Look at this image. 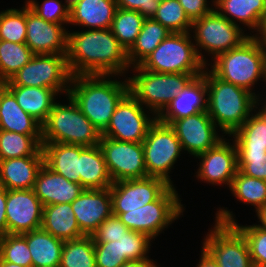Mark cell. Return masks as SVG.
I'll list each match as a JSON object with an SVG mask.
<instances>
[{
  "label": "cell",
  "instance_id": "cell-39",
  "mask_svg": "<svg viewBox=\"0 0 266 267\" xmlns=\"http://www.w3.org/2000/svg\"><path fill=\"white\" fill-rule=\"evenodd\" d=\"M33 55L25 43L0 40V84L7 82Z\"/></svg>",
  "mask_w": 266,
  "mask_h": 267
},
{
  "label": "cell",
  "instance_id": "cell-13",
  "mask_svg": "<svg viewBox=\"0 0 266 267\" xmlns=\"http://www.w3.org/2000/svg\"><path fill=\"white\" fill-rule=\"evenodd\" d=\"M204 238L203 248L219 267H253L247 241L233 224L215 221L214 228Z\"/></svg>",
  "mask_w": 266,
  "mask_h": 267
},
{
  "label": "cell",
  "instance_id": "cell-53",
  "mask_svg": "<svg viewBox=\"0 0 266 267\" xmlns=\"http://www.w3.org/2000/svg\"><path fill=\"white\" fill-rule=\"evenodd\" d=\"M153 260H128L120 267H147Z\"/></svg>",
  "mask_w": 266,
  "mask_h": 267
},
{
  "label": "cell",
  "instance_id": "cell-47",
  "mask_svg": "<svg viewBox=\"0 0 266 267\" xmlns=\"http://www.w3.org/2000/svg\"><path fill=\"white\" fill-rule=\"evenodd\" d=\"M129 229L115 215L108 217L92 234L94 243L116 241Z\"/></svg>",
  "mask_w": 266,
  "mask_h": 267
},
{
  "label": "cell",
  "instance_id": "cell-3",
  "mask_svg": "<svg viewBox=\"0 0 266 267\" xmlns=\"http://www.w3.org/2000/svg\"><path fill=\"white\" fill-rule=\"evenodd\" d=\"M205 69L208 115L223 134L230 136L244 124L262 100L254 91L223 81L207 67Z\"/></svg>",
  "mask_w": 266,
  "mask_h": 267
},
{
  "label": "cell",
  "instance_id": "cell-31",
  "mask_svg": "<svg viewBox=\"0 0 266 267\" xmlns=\"http://www.w3.org/2000/svg\"><path fill=\"white\" fill-rule=\"evenodd\" d=\"M33 267L60 266L64 241L42 228L25 233Z\"/></svg>",
  "mask_w": 266,
  "mask_h": 267
},
{
  "label": "cell",
  "instance_id": "cell-23",
  "mask_svg": "<svg viewBox=\"0 0 266 267\" xmlns=\"http://www.w3.org/2000/svg\"><path fill=\"white\" fill-rule=\"evenodd\" d=\"M44 156L0 160V185L7 190L33 189Z\"/></svg>",
  "mask_w": 266,
  "mask_h": 267
},
{
  "label": "cell",
  "instance_id": "cell-54",
  "mask_svg": "<svg viewBox=\"0 0 266 267\" xmlns=\"http://www.w3.org/2000/svg\"><path fill=\"white\" fill-rule=\"evenodd\" d=\"M257 216L261 223L258 226L266 230V204L257 212Z\"/></svg>",
  "mask_w": 266,
  "mask_h": 267
},
{
  "label": "cell",
  "instance_id": "cell-45",
  "mask_svg": "<svg viewBox=\"0 0 266 267\" xmlns=\"http://www.w3.org/2000/svg\"><path fill=\"white\" fill-rule=\"evenodd\" d=\"M237 160L243 174L266 180V152H237Z\"/></svg>",
  "mask_w": 266,
  "mask_h": 267
},
{
  "label": "cell",
  "instance_id": "cell-22",
  "mask_svg": "<svg viewBox=\"0 0 266 267\" xmlns=\"http://www.w3.org/2000/svg\"><path fill=\"white\" fill-rule=\"evenodd\" d=\"M33 190L43 206L72 203L84 190L81 184L68 181L45 163L39 170Z\"/></svg>",
  "mask_w": 266,
  "mask_h": 267
},
{
  "label": "cell",
  "instance_id": "cell-12",
  "mask_svg": "<svg viewBox=\"0 0 266 267\" xmlns=\"http://www.w3.org/2000/svg\"><path fill=\"white\" fill-rule=\"evenodd\" d=\"M144 106L128 92L117 104L107 128L101 136L118 141L141 143L157 116L146 114Z\"/></svg>",
  "mask_w": 266,
  "mask_h": 267
},
{
  "label": "cell",
  "instance_id": "cell-4",
  "mask_svg": "<svg viewBox=\"0 0 266 267\" xmlns=\"http://www.w3.org/2000/svg\"><path fill=\"white\" fill-rule=\"evenodd\" d=\"M213 61L211 71L218 78L250 92L259 79L266 82V47L253 35Z\"/></svg>",
  "mask_w": 266,
  "mask_h": 267
},
{
  "label": "cell",
  "instance_id": "cell-18",
  "mask_svg": "<svg viewBox=\"0 0 266 267\" xmlns=\"http://www.w3.org/2000/svg\"><path fill=\"white\" fill-rule=\"evenodd\" d=\"M225 138L214 147L196 156L201 159L196 177L213 185L226 184L230 188L238 171L237 149L235 143ZM226 182V183H225Z\"/></svg>",
  "mask_w": 266,
  "mask_h": 267
},
{
  "label": "cell",
  "instance_id": "cell-41",
  "mask_svg": "<svg viewBox=\"0 0 266 267\" xmlns=\"http://www.w3.org/2000/svg\"><path fill=\"white\" fill-rule=\"evenodd\" d=\"M26 36V3L21 9L0 12V40L25 43Z\"/></svg>",
  "mask_w": 266,
  "mask_h": 267
},
{
  "label": "cell",
  "instance_id": "cell-1",
  "mask_svg": "<svg viewBox=\"0 0 266 267\" xmlns=\"http://www.w3.org/2000/svg\"><path fill=\"white\" fill-rule=\"evenodd\" d=\"M67 62L72 76H122L130 67L125 50L110 28L68 30Z\"/></svg>",
  "mask_w": 266,
  "mask_h": 267
},
{
  "label": "cell",
  "instance_id": "cell-43",
  "mask_svg": "<svg viewBox=\"0 0 266 267\" xmlns=\"http://www.w3.org/2000/svg\"><path fill=\"white\" fill-rule=\"evenodd\" d=\"M151 240L152 238L144 233L128 230L126 233H123V236L116 239L114 243H119L120 254L124 256L126 261L153 260L147 256L150 250Z\"/></svg>",
  "mask_w": 266,
  "mask_h": 267
},
{
  "label": "cell",
  "instance_id": "cell-11",
  "mask_svg": "<svg viewBox=\"0 0 266 267\" xmlns=\"http://www.w3.org/2000/svg\"><path fill=\"white\" fill-rule=\"evenodd\" d=\"M142 144L148 177L163 179L170 186H174L169 173L182 152L174 129L156 119Z\"/></svg>",
  "mask_w": 266,
  "mask_h": 267
},
{
  "label": "cell",
  "instance_id": "cell-33",
  "mask_svg": "<svg viewBox=\"0 0 266 267\" xmlns=\"http://www.w3.org/2000/svg\"><path fill=\"white\" fill-rule=\"evenodd\" d=\"M171 33L161 23L152 18H146L135 43L127 51L130 66L139 65Z\"/></svg>",
  "mask_w": 266,
  "mask_h": 267
},
{
  "label": "cell",
  "instance_id": "cell-34",
  "mask_svg": "<svg viewBox=\"0 0 266 267\" xmlns=\"http://www.w3.org/2000/svg\"><path fill=\"white\" fill-rule=\"evenodd\" d=\"M26 156H44L42 135H23L0 130V160Z\"/></svg>",
  "mask_w": 266,
  "mask_h": 267
},
{
  "label": "cell",
  "instance_id": "cell-27",
  "mask_svg": "<svg viewBox=\"0 0 266 267\" xmlns=\"http://www.w3.org/2000/svg\"><path fill=\"white\" fill-rule=\"evenodd\" d=\"M212 3L215 10L230 22L238 25L239 21L254 31H258L266 12V0H213Z\"/></svg>",
  "mask_w": 266,
  "mask_h": 267
},
{
  "label": "cell",
  "instance_id": "cell-2",
  "mask_svg": "<svg viewBox=\"0 0 266 267\" xmlns=\"http://www.w3.org/2000/svg\"><path fill=\"white\" fill-rule=\"evenodd\" d=\"M111 75L72 76L68 96L102 133L117 104L129 92L128 80H111Z\"/></svg>",
  "mask_w": 266,
  "mask_h": 267
},
{
  "label": "cell",
  "instance_id": "cell-16",
  "mask_svg": "<svg viewBox=\"0 0 266 267\" xmlns=\"http://www.w3.org/2000/svg\"><path fill=\"white\" fill-rule=\"evenodd\" d=\"M169 125L174 129L182 150L195 157L214 147L224 137L218 135V127L207 111L173 120Z\"/></svg>",
  "mask_w": 266,
  "mask_h": 267
},
{
  "label": "cell",
  "instance_id": "cell-25",
  "mask_svg": "<svg viewBox=\"0 0 266 267\" xmlns=\"http://www.w3.org/2000/svg\"><path fill=\"white\" fill-rule=\"evenodd\" d=\"M0 130L42 135V125L19 106L14 95L3 84H0Z\"/></svg>",
  "mask_w": 266,
  "mask_h": 267
},
{
  "label": "cell",
  "instance_id": "cell-19",
  "mask_svg": "<svg viewBox=\"0 0 266 267\" xmlns=\"http://www.w3.org/2000/svg\"><path fill=\"white\" fill-rule=\"evenodd\" d=\"M25 44L34 54H66L68 31L62 24L47 22L26 4Z\"/></svg>",
  "mask_w": 266,
  "mask_h": 267
},
{
  "label": "cell",
  "instance_id": "cell-46",
  "mask_svg": "<svg viewBox=\"0 0 266 267\" xmlns=\"http://www.w3.org/2000/svg\"><path fill=\"white\" fill-rule=\"evenodd\" d=\"M96 267H120L126 260L120 254L119 243H94Z\"/></svg>",
  "mask_w": 266,
  "mask_h": 267
},
{
  "label": "cell",
  "instance_id": "cell-24",
  "mask_svg": "<svg viewBox=\"0 0 266 267\" xmlns=\"http://www.w3.org/2000/svg\"><path fill=\"white\" fill-rule=\"evenodd\" d=\"M116 0H80L69 9V24L91 29L111 28Z\"/></svg>",
  "mask_w": 266,
  "mask_h": 267
},
{
  "label": "cell",
  "instance_id": "cell-36",
  "mask_svg": "<svg viewBox=\"0 0 266 267\" xmlns=\"http://www.w3.org/2000/svg\"><path fill=\"white\" fill-rule=\"evenodd\" d=\"M145 19L138 11L117 8L110 29L125 50L135 43Z\"/></svg>",
  "mask_w": 266,
  "mask_h": 267
},
{
  "label": "cell",
  "instance_id": "cell-42",
  "mask_svg": "<svg viewBox=\"0 0 266 267\" xmlns=\"http://www.w3.org/2000/svg\"><path fill=\"white\" fill-rule=\"evenodd\" d=\"M0 259L24 267H33L25 233L6 234L0 238Z\"/></svg>",
  "mask_w": 266,
  "mask_h": 267
},
{
  "label": "cell",
  "instance_id": "cell-17",
  "mask_svg": "<svg viewBox=\"0 0 266 267\" xmlns=\"http://www.w3.org/2000/svg\"><path fill=\"white\" fill-rule=\"evenodd\" d=\"M43 204L33 189L7 190L8 234H23L42 227Z\"/></svg>",
  "mask_w": 266,
  "mask_h": 267
},
{
  "label": "cell",
  "instance_id": "cell-56",
  "mask_svg": "<svg viewBox=\"0 0 266 267\" xmlns=\"http://www.w3.org/2000/svg\"><path fill=\"white\" fill-rule=\"evenodd\" d=\"M80 0H65V5L71 9L77 2H79Z\"/></svg>",
  "mask_w": 266,
  "mask_h": 267
},
{
  "label": "cell",
  "instance_id": "cell-44",
  "mask_svg": "<svg viewBox=\"0 0 266 267\" xmlns=\"http://www.w3.org/2000/svg\"><path fill=\"white\" fill-rule=\"evenodd\" d=\"M25 3L47 22L69 24V8L59 0H44L41 5L36 0H27Z\"/></svg>",
  "mask_w": 266,
  "mask_h": 267
},
{
  "label": "cell",
  "instance_id": "cell-48",
  "mask_svg": "<svg viewBox=\"0 0 266 267\" xmlns=\"http://www.w3.org/2000/svg\"><path fill=\"white\" fill-rule=\"evenodd\" d=\"M161 0H116L119 8L138 11L145 18H152Z\"/></svg>",
  "mask_w": 266,
  "mask_h": 267
},
{
  "label": "cell",
  "instance_id": "cell-40",
  "mask_svg": "<svg viewBox=\"0 0 266 267\" xmlns=\"http://www.w3.org/2000/svg\"><path fill=\"white\" fill-rule=\"evenodd\" d=\"M152 19L172 33H187L192 28V21L178 0H161Z\"/></svg>",
  "mask_w": 266,
  "mask_h": 267
},
{
  "label": "cell",
  "instance_id": "cell-14",
  "mask_svg": "<svg viewBox=\"0 0 266 267\" xmlns=\"http://www.w3.org/2000/svg\"><path fill=\"white\" fill-rule=\"evenodd\" d=\"M98 145L113 183L148 177L142 142L118 141L101 136Z\"/></svg>",
  "mask_w": 266,
  "mask_h": 267
},
{
  "label": "cell",
  "instance_id": "cell-38",
  "mask_svg": "<svg viewBox=\"0 0 266 267\" xmlns=\"http://www.w3.org/2000/svg\"><path fill=\"white\" fill-rule=\"evenodd\" d=\"M229 189L239 201L253 205L256 213L266 204V180L247 176L238 170Z\"/></svg>",
  "mask_w": 266,
  "mask_h": 267
},
{
  "label": "cell",
  "instance_id": "cell-30",
  "mask_svg": "<svg viewBox=\"0 0 266 267\" xmlns=\"http://www.w3.org/2000/svg\"><path fill=\"white\" fill-rule=\"evenodd\" d=\"M19 106L41 125L46 121L58 94L50 88L5 86Z\"/></svg>",
  "mask_w": 266,
  "mask_h": 267
},
{
  "label": "cell",
  "instance_id": "cell-28",
  "mask_svg": "<svg viewBox=\"0 0 266 267\" xmlns=\"http://www.w3.org/2000/svg\"><path fill=\"white\" fill-rule=\"evenodd\" d=\"M41 228L63 241L84 236L80 231L71 203L43 206Z\"/></svg>",
  "mask_w": 266,
  "mask_h": 267
},
{
  "label": "cell",
  "instance_id": "cell-21",
  "mask_svg": "<svg viewBox=\"0 0 266 267\" xmlns=\"http://www.w3.org/2000/svg\"><path fill=\"white\" fill-rule=\"evenodd\" d=\"M207 84L202 74L194 77L157 116L165 124L207 111Z\"/></svg>",
  "mask_w": 266,
  "mask_h": 267
},
{
  "label": "cell",
  "instance_id": "cell-35",
  "mask_svg": "<svg viewBox=\"0 0 266 267\" xmlns=\"http://www.w3.org/2000/svg\"><path fill=\"white\" fill-rule=\"evenodd\" d=\"M232 211L220 208L216 213V222L233 224L245 237L254 266H266V230L258 225L243 226L235 222Z\"/></svg>",
  "mask_w": 266,
  "mask_h": 267
},
{
  "label": "cell",
  "instance_id": "cell-10",
  "mask_svg": "<svg viewBox=\"0 0 266 267\" xmlns=\"http://www.w3.org/2000/svg\"><path fill=\"white\" fill-rule=\"evenodd\" d=\"M241 28L240 24L230 22L215 9L202 18L193 20L191 32L194 29L195 35L191 36L195 40V49L200 60L207 64L206 58L202 56V50L213 55L212 60H214L219 54L238 47L250 36L244 35Z\"/></svg>",
  "mask_w": 266,
  "mask_h": 267
},
{
  "label": "cell",
  "instance_id": "cell-50",
  "mask_svg": "<svg viewBox=\"0 0 266 267\" xmlns=\"http://www.w3.org/2000/svg\"><path fill=\"white\" fill-rule=\"evenodd\" d=\"M7 189L0 185V238L8 234L6 221Z\"/></svg>",
  "mask_w": 266,
  "mask_h": 267
},
{
  "label": "cell",
  "instance_id": "cell-37",
  "mask_svg": "<svg viewBox=\"0 0 266 267\" xmlns=\"http://www.w3.org/2000/svg\"><path fill=\"white\" fill-rule=\"evenodd\" d=\"M60 267H96L93 237L84 235L64 241Z\"/></svg>",
  "mask_w": 266,
  "mask_h": 267
},
{
  "label": "cell",
  "instance_id": "cell-15",
  "mask_svg": "<svg viewBox=\"0 0 266 267\" xmlns=\"http://www.w3.org/2000/svg\"><path fill=\"white\" fill-rule=\"evenodd\" d=\"M170 185L157 177L127 179L110 187L112 213H125L155 201Z\"/></svg>",
  "mask_w": 266,
  "mask_h": 267
},
{
  "label": "cell",
  "instance_id": "cell-57",
  "mask_svg": "<svg viewBox=\"0 0 266 267\" xmlns=\"http://www.w3.org/2000/svg\"><path fill=\"white\" fill-rule=\"evenodd\" d=\"M266 98V97H265ZM261 105H264V106H260L259 108H261V110L266 114V100L263 104Z\"/></svg>",
  "mask_w": 266,
  "mask_h": 267
},
{
  "label": "cell",
  "instance_id": "cell-9",
  "mask_svg": "<svg viewBox=\"0 0 266 267\" xmlns=\"http://www.w3.org/2000/svg\"><path fill=\"white\" fill-rule=\"evenodd\" d=\"M72 74L66 54H34L4 86L43 87L68 96ZM68 84V85H67Z\"/></svg>",
  "mask_w": 266,
  "mask_h": 267
},
{
  "label": "cell",
  "instance_id": "cell-29",
  "mask_svg": "<svg viewBox=\"0 0 266 267\" xmlns=\"http://www.w3.org/2000/svg\"><path fill=\"white\" fill-rule=\"evenodd\" d=\"M80 184L84 189H105L113 184L99 145L80 146Z\"/></svg>",
  "mask_w": 266,
  "mask_h": 267
},
{
  "label": "cell",
  "instance_id": "cell-32",
  "mask_svg": "<svg viewBox=\"0 0 266 267\" xmlns=\"http://www.w3.org/2000/svg\"><path fill=\"white\" fill-rule=\"evenodd\" d=\"M258 110L230 135L237 152H266V114Z\"/></svg>",
  "mask_w": 266,
  "mask_h": 267
},
{
  "label": "cell",
  "instance_id": "cell-8",
  "mask_svg": "<svg viewBox=\"0 0 266 267\" xmlns=\"http://www.w3.org/2000/svg\"><path fill=\"white\" fill-rule=\"evenodd\" d=\"M183 204L174 186H169L155 201L125 213H112L129 229L154 239L183 215Z\"/></svg>",
  "mask_w": 266,
  "mask_h": 267
},
{
  "label": "cell",
  "instance_id": "cell-51",
  "mask_svg": "<svg viewBox=\"0 0 266 267\" xmlns=\"http://www.w3.org/2000/svg\"><path fill=\"white\" fill-rule=\"evenodd\" d=\"M201 259L197 267H219L214 258L202 247Z\"/></svg>",
  "mask_w": 266,
  "mask_h": 267
},
{
  "label": "cell",
  "instance_id": "cell-49",
  "mask_svg": "<svg viewBox=\"0 0 266 267\" xmlns=\"http://www.w3.org/2000/svg\"><path fill=\"white\" fill-rule=\"evenodd\" d=\"M185 14L191 21L202 18L209 14L214 8L210 7L207 0H178Z\"/></svg>",
  "mask_w": 266,
  "mask_h": 267
},
{
  "label": "cell",
  "instance_id": "cell-59",
  "mask_svg": "<svg viewBox=\"0 0 266 267\" xmlns=\"http://www.w3.org/2000/svg\"><path fill=\"white\" fill-rule=\"evenodd\" d=\"M42 267H60V266H42Z\"/></svg>",
  "mask_w": 266,
  "mask_h": 267
},
{
  "label": "cell",
  "instance_id": "cell-5",
  "mask_svg": "<svg viewBox=\"0 0 266 267\" xmlns=\"http://www.w3.org/2000/svg\"><path fill=\"white\" fill-rule=\"evenodd\" d=\"M67 99L68 105L55 102L42 124V143H66L84 147L98 145L101 132L70 96Z\"/></svg>",
  "mask_w": 266,
  "mask_h": 267
},
{
  "label": "cell",
  "instance_id": "cell-52",
  "mask_svg": "<svg viewBox=\"0 0 266 267\" xmlns=\"http://www.w3.org/2000/svg\"><path fill=\"white\" fill-rule=\"evenodd\" d=\"M255 32L257 33L255 35L253 34V36L266 47V12L261 20L258 31Z\"/></svg>",
  "mask_w": 266,
  "mask_h": 267
},
{
  "label": "cell",
  "instance_id": "cell-20",
  "mask_svg": "<svg viewBox=\"0 0 266 267\" xmlns=\"http://www.w3.org/2000/svg\"><path fill=\"white\" fill-rule=\"evenodd\" d=\"M80 231L91 235L112 215L110 188L84 189L71 203Z\"/></svg>",
  "mask_w": 266,
  "mask_h": 267
},
{
  "label": "cell",
  "instance_id": "cell-7",
  "mask_svg": "<svg viewBox=\"0 0 266 267\" xmlns=\"http://www.w3.org/2000/svg\"><path fill=\"white\" fill-rule=\"evenodd\" d=\"M190 33H171L139 66L157 73H203L207 65L198 57Z\"/></svg>",
  "mask_w": 266,
  "mask_h": 267
},
{
  "label": "cell",
  "instance_id": "cell-6",
  "mask_svg": "<svg viewBox=\"0 0 266 267\" xmlns=\"http://www.w3.org/2000/svg\"><path fill=\"white\" fill-rule=\"evenodd\" d=\"M134 68V74L128 79L129 92L144 106L149 113L158 116L170 101L194 78L203 73H157Z\"/></svg>",
  "mask_w": 266,
  "mask_h": 267
},
{
  "label": "cell",
  "instance_id": "cell-26",
  "mask_svg": "<svg viewBox=\"0 0 266 267\" xmlns=\"http://www.w3.org/2000/svg\"><path fill=\"white\" fill-rule=\"evenodd\" d=\"M44 163L68 181L80 184V145L42 143Z\"/></svg>",
  "mask_w": 266,
  "mask_h": 267
},
{
  "label": "cell",
  "instance_id": "cell-55",
  "mask_svg": "<svg viewBox=\"0 0 266 267\" xmlns=\"http://www.w3.org/2000/svg\"><path fill=\"white\" fill-rule=\"evenodd\" d=\"M0 267H24V266L17 265L11 262H6L0 259Z\"/></svg>",
  "mask_w": 266,
  "mask_h": 267
},
{
  "label": "cell",
  "instance_id": "cell-58",
  "mask_svg": "<svg viewBox=\"0 0 266 267\" xmlns=\"http://www.w3.org/2000/svg\"><path fill=\"white\" fill-rule=\"evenodd\" d=\"M147 267H158L154 262L152 261Z\"/></svg>",
  "mask_w": 266,
  "mask_h": 267
}]
</instances>
